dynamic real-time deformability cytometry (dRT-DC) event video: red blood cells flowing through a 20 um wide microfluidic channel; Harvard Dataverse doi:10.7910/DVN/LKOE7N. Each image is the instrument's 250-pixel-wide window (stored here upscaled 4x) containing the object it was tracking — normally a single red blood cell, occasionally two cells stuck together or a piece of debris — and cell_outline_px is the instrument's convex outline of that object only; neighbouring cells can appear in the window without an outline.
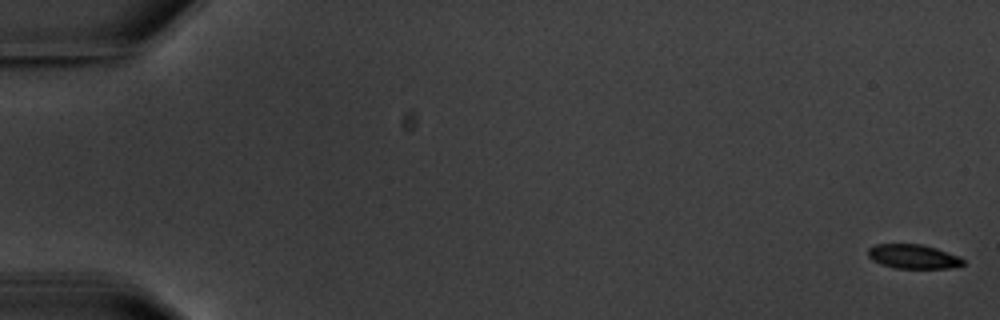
{"species": "common noctule bat (a hibernating species)", "species_latin": "Nyctalus noctula", "temperature_condition": "warm", "stored_images_in_passage": 6, "camera_frame_rate_fps": 3000, "um_per_image_px": 0.085, "animal": {"sex": "male", "body_mass_g": 20.1, "forearm_length_mm": 53.5}, "frame": {"image": 1, "passage_image": 1, "time_ms": 0.0, "image_size_px": [1000, 320], "cell_outline_px": [[964, 264], [948, 268], [896, 268], [880, 264], [872, 260], [868, 256], [868, 248], [876, 244], [920, 244], [936, 248], [960, 256], [964, 260]], "centroid_in_image_um": [77.61, 21.8], "position_along_channel_um": 7.4, "area_um2": 13.41}}
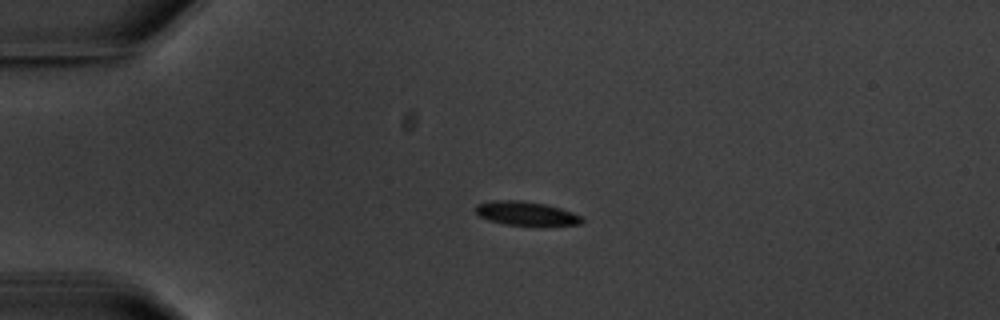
{"frame": {"image": 2, "passage_image": 5, "time_ms": 4.667, "image_size_px": [1000, 320], "cell_outline_px": [[584, 220], [580, 224], [544, 228], [536, 228], [504, 224], [488, 220], [480, 216], [476, 212], [476, 204], [492, 200], [520, 200], [544, 204], [560, 208], [572, 212], [580, 216]], "centroid_in_image_um": [44.76, 18.2], "position_along_channel_um": 40.2, "area_um2": 15.55}}